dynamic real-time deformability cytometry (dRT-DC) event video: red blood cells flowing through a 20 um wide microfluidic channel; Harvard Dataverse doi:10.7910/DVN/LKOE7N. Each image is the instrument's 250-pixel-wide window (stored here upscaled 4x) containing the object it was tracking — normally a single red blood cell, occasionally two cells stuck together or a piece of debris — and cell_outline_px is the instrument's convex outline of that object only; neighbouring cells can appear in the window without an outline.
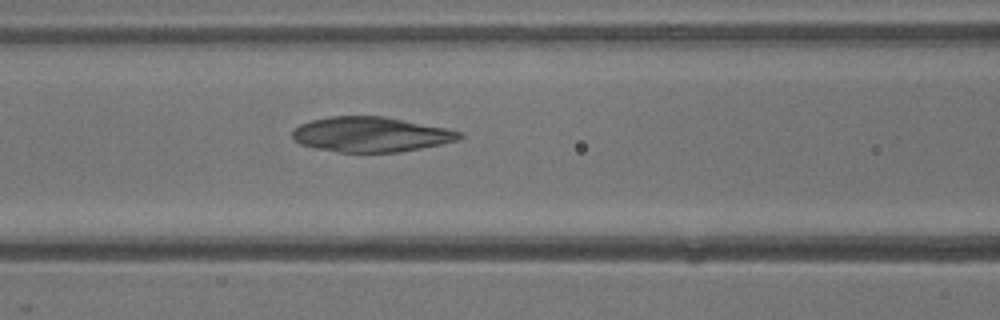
{"species": "common noctule bat (a hibernating species)", "species_latin": "Nyctalus noctula", "temperature_condition": "warm", "stored_images_in_passage": 15, "camera_frame_rate_fps": 3000, "um_per_image_px": 0.085, "animal": {"sex": "male", "body_mass_g": 13.3}, "frame": {"image": 1, "passage_image": 9, "time_ms": 2.667, "image_size_px": [1000, 320], "cell_outline_px": [[464, 136], [456, 140], [440, 144], [400, 152], [340, 152], [316, 148], [300, 144], [292, 140], [292, 132], [300, 124], [312, 120], [332, 116], [384, 116], [444, 128], [460, 132]], "centroid_in_image_um": [31.47, 11.43], "position_along_channel_um": 135.1, "area_um2": 33.76}}
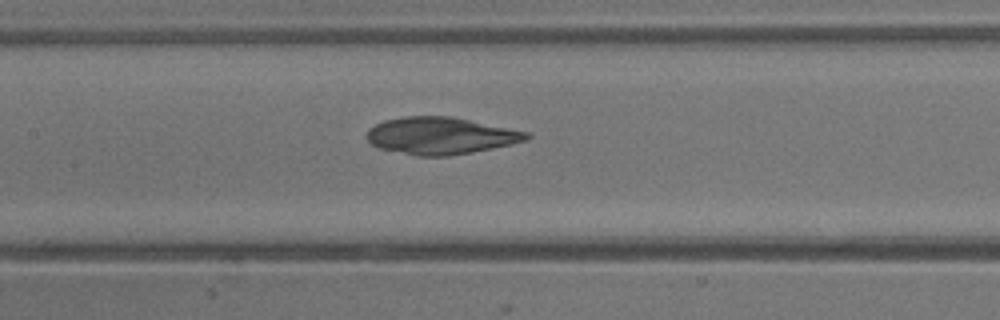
{"frame": {"image": 2, "passage_image": 11, "time_ms": 3.333, "image_size_px": [1000, 320], "cell_outline_px": [[532, 136], [528, 140], [472, 152], [448, 156], [416, 156], [380, 148], [372, 144], [368, 140], [368, 128], [384, 120], [404, 116], [452, 116], [528, 132]], "centroid_in_image_um": [37.45, 11.53], "position_along_channel_um": 169.9, "area_um2": 34.33}}
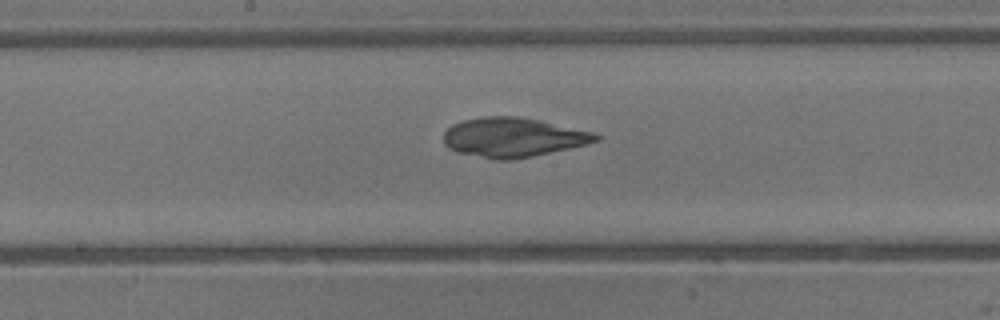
{"frame": {"image": 3, "passage_image": 13, "time_ms": 4.0, "image_size_px": [1000, 320], "cell_outline_px": [[600, 140], [568, 148], [532, 156], [508, 160], [496, 160], [456, 152], [448, 148], [444, 144], [444, 132], [452, 124], [460, 120], [484, 116], [516, 116], [540, 120], [592, 132], [600, 136]], "centroid_in_image_um": [43.54, 11.67], "position_along_channel_um": 204.7, "area_um2": 34.8}}